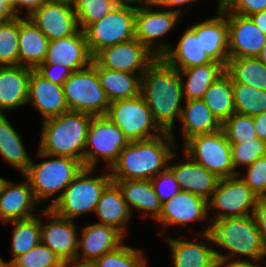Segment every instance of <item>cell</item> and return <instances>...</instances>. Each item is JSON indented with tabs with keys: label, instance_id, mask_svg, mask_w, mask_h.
<instances>
[{
	"label": "cell",
	"instance_id": "cell-1",
	"mask_svg": "<svg viewBox=\"0 0 266 267\" xmlns=\"http://www.w3.org/2000/svg\"><path fill=\"white\" fill-rule=\"evenodd\" d=\"M182 77L179 70L157 57L141 77L140 94L148 105L154 121L167 132H172L174 119H180L183 100Z\"/></svg>",
	"mask_w": 266,
	"mask_h": 267
},
{
	"label": "cell",
	"instance_id": "cell-2",
	"mask_svg": "<svg viewBox=\"0 0 266 267\" xmlns=\"http://www.w3.org/2000/svg\"><path fill=\"white\" fill-rule=\"evenodd\" d=\"M174 144L173 133L167 131L154 138L129 142L110 168L112 181L151 180L153 174L167 169L165 164L174 155Z\"/></svg>",
	"mask_w": 266,
	"mask_h": 267
},
{
	"label": "cell",
	"instance_id": "cell-3",
	"mask_svg": "<svg viewBox=\"0 0 266 267\" xmlns=\"http://www.w3.org/2000/svg\"><path fill=\"white\" fill-rule=\"evenodd\" d=\"M93 116L83 112L67 111L44 120L39 157H69L80 160L84 166L87 132Z\"/></svg>",
	"mask_w": 266,
	"mask_h": 267
},
{
	"label": "cell",
	"instance_id": "cell-4",
	"mask_svg": "<svg viewBox=\"0 0 266 267\" xmlns=\"http://www.w3.org/2000/svg\"><path fill=\"white\" fill-rule=\"evenodd\" d=\"M202 235L207 241L229 250L228 257L240 254L258 262L266 255V247L253 215L215 220Z\"/></svg>",
	"mask_w": 266,
	"mask_h": 267
},
{
	"label": "cell",
	"instance_id": "cell-5",
	"mask_svg": "<svg viewBox=\"0 0 266 267\" xmlns=\"http://www.w3.org/2000/svg\"><path fill=\"white\" fill-rule=\"evenodd\" d=\"M92 171L93 168L83 167L65 191L47 208L56 215L70 220L83 213L95 212L102 192L112 179L110 173L91 178L88 175Z\"/></svg>",
	"mask_w": 266,
	"mask_h": 267
},
{
	"label": "cell",
	"instance_id": "cell-6",
	"mask_svg": "<svg viewBox=\"0 0 266 267\" xmlns=\"http://www.w3.org/2000/svg\"><path fill=\"white\" fill-rule=\"evenodd\" d=\"M133 2H120L100 21L89 25L83 32L90 54L135 38L136 6Z\"/></svg>",
	"mask_w": 266,
	"mask_h": 267
},
{
	"label": "cell",
	"instance_id": "cell-7",
	"mask_svg": "<svg viewBox=\"0 0 266 267\" xmlns=\"http://www.w3.org/2000/svg\"><path fill=\"white\" fill-rule=\"evenodd\" d=\"M63 90L69 111L106 116L110 101L100 85L97 70L92 64L73 71L63 83Z\"/></svg>",
	"mask_w": 266,
	"mask_h": 267
},
{
	"label": "cell",
	"instance_id": "cell-8",
	"mask_svg": "<svg viewBox=\"0 0 266 267\" xmlns=\"http://www.w3.org/2000/svg\"><path fill=\"white\" fill-rule=\"evenodd\" d=\"M56 157L38 164L31 162L28 170L23 174L28 179L39 203H41V199L55 196L59 190L63 189V193L84 167L80 160L62 156Z\"/></svg>",
	"mask_w": 266,
	"mask_h": 267
},
{
	"label": "cell",
	"instance_id": "cell-9",
	"mask_svg": "<svg viewBox=\"0 0 266 267\" xmlns=\"http://www.w3.org/2000/svg\"><path fill=\"white\" fill-rule=\"evenodd\" d=\"M185 147L186 156L220 179L240 174L233 167L231 145L223 129L194 136L185 143Z\"/></svg>",
	"mask_w": 266,
	"mask_h": 267
},
{
	"label": "cell",
	"instance_id": "cell-10",
	"mask_svg": "<svg viewBox=\"0 0 266 267\" xmlns=\"http://www.w3.org/2000/svg\"><path fill=\"white\" fill-rule=\"evenodd\" d=\"M106 116L121 129L129 142L154 138L164 132L154 121L141 94L111 102ZM151 128L155 132L149 134Z\"/></svg>",
	"mask_w": 266,
	"mask_h": 267
},
{
	"label": "cell",
	"instance_id": "cell-11",
	"mask_svg": "<svg viewBox=\"0 0 266 267\" xmlns=\"http://www.w3.org/2000/svg\"><path fill=\"white\" fill-rule=\"evenodd\" d=\"M128 143L121 129L107 116H93L85 145V149L92 150H84V167L94 169L102 156L111 168Z\"/></svg>",
	"mask_w": 266,
	"mask_h": 267
},
{
	"label": "cell",
	"instance_id": "cell-12",
	"mask_svg": "<svg viewBox=\"0 0 266 267\" xmlns=\"http://www.w3.org/2000/svg\"><path fill=\"white\" fill-rule=\"evenodd\" d=\"M238 176L240 175L220 179L216 190L212 193L213 196L207 201L210 206L208 209L215 207L225 211L217 213L214 220L248 216L251 213L253 215L258 197L242 179H238Z\"/></svg>",
	"mask_w": 266,
	"mask_h": 267
},
{
	"label": "cell",
	"instance_id": "cell-13",
	"mask_svg": "<svg viewBox=\"0 0 266 267\" xmlns=\"http://www.w3.org/2000/svg\"><path fill=\"white\" fill-rule=\"evenodd\" d=\"M156 58L145 45L134 38L100 50L93 60L106 69L143 75Z\"/></svg>",
	"mask_w": 266,
	"mask_h": 267
},
{
	"label": "cell",
	"instance_id": "cell-14",
	"mask_svg": "<svg viewBox=\"0 0 266 267\" xmlns=\"http://www.w3.org/2000/svg\"><path fill=\"white\" fill-rule=\"evenodd\" d=\"M71 0H48L27 17L50 41L77 33V17Z\"/></svg>",
	"mask_w": 266,
	"mask_h": 267
},
{
	"label": "cell",
	"instance_id": "cell-15",
	"mask_svg": "<svg viewBox=\"0 0 266 267\" xmlns=\"http://www.w3.org/2000/svg\"><path fill=\"white\" fill-rule=\"evenodd\" d=\"M155 47V56L162 57L177 70L213 62L202 48L201 23L195 24L185 31L176 49L172 50L171 46L166 42L159 43Z\"/></svg>",
	"mask_w": 266,
	"mask_h": 267
},
{
	"label": "cell",
	"instance_id": "cell-16",
	"mask_svg": "<svg viewBox=\"0 0 266 267\" xmlns=\"http://www.w3.org/2000/svg\"><path fill=\"white\" fill-rule=\"evenodd\" d=\"M225 14H228L229 58L257 57L266 44V34L250 17L231 13L226 8Z\"/></svg>",
	"mask_w": 266,
	"mask_h": 267
},
{
	"label": "cell",
	"instance_id": "cell-17",
	"mask_svg": "<svg viewBox=\"0 0 266 267\" xmlns=\"http://www.w3.org/2000/svg\"><path fill=\"white\" fill-rule=\"evenodd\" d=\"M42 214L49 215L53 220L45 226L41 222V243L50 248L62 262L76 259L78 237L72 220L56 215L49 208L44 209Z\"/></svg>",
	"mask_w": 266,
	"mask_h": 267
},
{
	"label": "cell",
	"instance_id": "cell-18",
	"mask_svg": "<svg viewBox=\"0 0 266 267\" xmlns=\"http://www.w3.org/2000/svg\"><path fill=\"white\" fill-rule=\"evenodd\" d=\"M93 60L82 30L71 36L49 41L43 64H58L72 71L88 67Z\"/></svg>",
	"mask_w": 266,
	"mask_h": 267
},
{
	"label": "cell",
	"instance_id": "cell-19",
	"mask_svg": "<svg viewBox=\"0 0 266 267\" xmlns=\"http://www.w3.org/2000/svg\"><path fill=\"white\" fill-rule=\"evenodd\" d=\"M38 203L28 180L14 184L0 179V219L4 224L34 217L31 209Z\"/></svg>",
	"mask_w": 266,
	"mask_h": 267
},
{
	"label": "cell",
	"instance_id": "cell-20",
	"mask_svg": "<svg viewBox=\"0 0 266 267\" xmlns=\"http://www.w3.org/2000/svg\"><path fill=\"white\" fill-rule=\"evenodd\" d=\"M44 116V120L69 111L64 97L63 85L44 78L31 69L28 80V100Z\"/></svg>",
	"mask_w": 266,
	"mask_h": 267
},
{
	"label": "cell",
	"instance_id": "cell-21",
	"mask_svg": "<svg viewBox=\"0 0 266 267\" xmlns=\"http://www.w3.org/2000/svg\"><path fill=\"white\" fill-rule=\"evenodd\" d=\"M148 7H137L135 15V38L145 45L154 55L155 48L154 39L162 37L175 23L178 21L181 10H152L151 3H147ZM153 49V50H152Z\"/></svg>",
	"mask_w": 266,
	"mask_h": 267
},
{
	"label": "cell",
	"instance_id": "cell-22",
	"mask_svg": "<svg viewBox=\"0 0 266 267\" xmlns=\"http://www.w3.org/2000/svg\"><path fill=\"white\" fill-rule=\"evenodd\" d=\"M208 214L207 200L201 196L180 191L171 200L161 205L157 221L164 226L186 225L190 221L204 220Z\"/></svg>",
	"mask_w": 266,
	"mask_h": 267
},
{
	"label": "cell",
	"instance_id": "cell-23",
	"mask_svg": "<svg viewBox=\"0 0 266 267\" xmlns=\"http://www.w3.org/2000/svg\"><path fill=\"white\" fill-rule=\"evenodd\" d=\"M122 235L121 231L110 225L96 223L86 226L82 230V238L78 239L76 260L80 259L79 249H82L81 261L94 262L105 253L121 246Z\"/></svg>",
	"mask_w": 266,
	"mask_h": 267
},
{
	"label": "cell",
	"instance_id": "cell-24",
	"mask_svg": "<svg viewBox=\"0 0 266 267\" xmlns=\"http://www.w3.org/2000/svg\"><path fill=\"white\" fill-rule=\"evenodd\" d=\"M187 158V162L167 168L175 176L181 191L201 196L208 201L216 190L220 178L194 162L189 156Z\"/></svg>",
	"mask_w": 266,
	"mask_h": 267
},
{
	"label": "cell",
	"instance_id": "cell-25",
	"mask_svg": "<svg viewBox=\"0 0 266 267\" xmlns=\"http://www.w3.org/2000/svg\"><path fill=\"white\" fill-rule=\"evenodd\" d=\"M31 68L0 66V113L27 104Z\"/></svg>",
	"mask_w": 266,
	"mask_h": 267
},
{
	"label": "cell",
	"instance_id": "cell-26",
	"mask_svg": "<svg viewBox=\"0 0 266 267\" xmlns=\"http://www.w3.org/2000/svg\"><path fill=\"white\" fill-rule=\"evenodd\" d=\"M49 41L28 18L24 20L19 16V65L36 69L43 64Z\"/></svg>",
	"mask_w": 266,
	"mask_h": 267
},
{
	"label": "cell",
	"instance_id": "cell-27",
	"mask_svg": "<svg viewBox=\"0 0 266 267\" xmlns=\"http://www.w3.org/2000/svg\"><path fill=\"white\" fill-rule=\"evenodd\" d=\"M218 12L217 17L201 22V44L212 61L226 67L229 59L228 23L225 8Z\"/></svg>",
	"mask_w": 266,
	"mask_h": 267
},
{
	"label": "cell",
	"instance_id": "cell-28",
	"mask_svg": "<svg viewBox=\"0 0 266 267\" xmlns=\"http://www.w3.org/2000/svg\"><path fill=\"white\" fill-rule=\"evenodd\" d=\"M91 64L97 70L100 85L110 103L134 98L140 94L142 75L106 69L100 67L94 60Z\"/></svg>",
	"mask_w": 266,
	"mask_h": 267
},
{
	"label": "cell",
	"instance_id": "cell-29",
	"mask_svg": "<svg viewBox=\"0 0 266 267\" xmlns=\"http://www.w3.org/2000/svg\"><path fill=\"white\" fill-rule=\"evenodd\" d=\"M185 104L180 116L185 143L194 136L210 134L222 129V124L202 99L186 100Z\"/></svg>",
	"mask_w": 266,
	"mask_h": 267
},
{
	"label": "cell",
	"instance_id": "cell-30",
	"mask_svg": "<svg viewBox=\"0 0 266 267\" xmlns=\"http://www.w3.org/2000/svg\"><path fill=\"white\" fill-rule=\"evenodd\" d=\"M95 212L100 218L101 224L117 228L125 232V224L130 219L131 211L123 199L118 185L111 181L101 194Z\"/></svg>",
	"mask_w": 266,
	"mask_h": 267
},
{
	"label": "cell",
	"instance_id": "cell-31",
	"mask_svg": "<svg viewBox=\"0 0 266 267\" xmlns=\"http://www.w3.org/2000/svg\"><path fill=\"white\" fill-rule=\"evenodd\" d=\"M121 190L123 199L129 210L136 208L150 212L157 220L161 211V202L155 193L150 180H124L113 181Z\"/></svg>",
	"mask_w": 266,
	"mask_h": 267
},
{
	"label": "cell",
	"instance_id": "cell-32",
	"mask_svg": "<svg viewBox=\"0 0 266 267\" xmlns=\"http://www.w3.org/2000/svg\"><path fill=\"white\" fill-rule=\"evenodd\" d=\"M167 239L173 253L174 267H216L215 250L203 244Z\"/></svg>",
	"mask_w": 266,
	"mask_h": 267
},
{
	"label": "cell",
	"instance_id": "cell-33",
	"mask_svg": "<svg viewBox=\"0 0 266 267\" xmlns=\"http://www.w3.org/2000/svg\"><path fill=\"white\" fill-rule=\"evenodd\" d=\"M224 72L225 67L215 61L205 65L179 70L181 77H183L184 74L188 76L186 83L182 81L184 100L202 99L206 90Z\"/></svg>",
	"mask_w": 266,
	"mask_h": 267
},
{
	"label": "cell",
	"instance_id": "cell-34",
	"mask_svg": "<svg viewBox=\"0 0 266 267\" xmlns=\"http://www.w3.org/2000/svg\"><path fill=\"white\" fill-rule=\"evenodd\" d=\"M225 72L232 83H241L266 91V65L257 57L229 58Z\"/></svg>",
	"mask_w": 266,
	"mask_h": 267
},
{
	"label": "cell",
	"instance_id": "cell-35",
	"mask_svg": "<svg viewBox=\"0 0 266 267\" xmlns=\"http://www.w3.org/2000/svg\"><path fill=\"white\" fill-rule=\"evenodd\" d=\"M202 100L219 122L223 124L235 113L232 80L230 76L226 72L219 76L206 90Z\"/></svg>",
	"mask_w": 266,
	"mask_h": 267
},
{
	"label": "cell",
	"instance_id": "cell-36",
	"mask_svg": "<svg viewBox=\"0 0 266 267\" xmlns=\"http://www.w3.org/2000/svg\"><path fill=\"white\" fill-rule=\"evenodd\" d=\"M12 223L15 227L12 234L13 258L11 262L41 242V219L34 216L25 220L12 221Z\"/></svg>",
	"mask_w": 266,
	"mask_h": 267
},
{
	"label": "cell",
	"instance_id": "cell-37",
	"mask_svg": "<svg viewBox=\"0 0 266 267\" xmlns=\"http://www.w3.org/2000/svg\"><path fill=\"white\" fill-rule=\"evenodd\" d=\"M235 113L254 117L266 112V91L232 83Z\"/></svg>",
	"mask_w": 266,
	"mask_h": 267
},
{
	"label": "cell",
	"instance_id": "cell-38",
	"mask_svg": "<svg viewBox=\"0 0 266 267\" xmlns=\"http://www.w3.org/2000/svg\"><path fill=\"white\" fill-rule=\"evenodd\" d=\"M77 22L82 31L89 25L100 21L111 12L120 0H72Z\"/></svg>",
	"mask_w": 266,
	"mask_h": 267
},
{
	"label": "cell",
	"instance_id": "cell-39",
	"mask_svg": "<svg viewBox=\"0 0 266 267\" xmlns=\"http://www.w3.org/2000/svg\"><path fill=\"white\" fill-rule=\"evenodd\" d=\"M19 16L0 23V66L19 65Z\"/></svg>",
	"mask_w": 266,
	"mask_h": 267
},
{
	"label": "cell",
	"instance_id": "cell-40",
	"mask_svg": "<svg viewBox=\"0 0 266 267\" xmlns=\"http://www.w3.org/2000/svg\"><path fill=\"white\" fill-rule=\"evenodd\" d=\"M142 250L122 244L94 261L96 267H146Z\"/></svg>",
	"mask_w": 266,
	"mask_h": 267
},
{
	"label": "cell",
	"instance_id": "cell-41",
	"mask_svg": "<svg viewBox=\"0 0 266 267\" xmlns=\"http://www.w3.org/2000/svg\"><path fill=\"white\" fill-rule=\"evenodd\" d=\"M222 129L230 144H244L257 137L253 117L248 115L232 114L222 124Z\"/></svg>",
	"mask_w": 266,
	"mask_h": 267
},
{
	"label": "cell",
	"instance_id": "cell-42",
	"mask_svg": "<svg viewBox=\"0 0 266 267\" xmlns=\"http://www.w3.org/2000/svg\"><path fill=\"white\" fill-rule=\"evenodd\" d=\"M14 267H62L60 258L46 245L39 243L12 261Z\"/></svg>",
	"mask_w": 266,
	"mask_h": 267
},
{
	"label": "cell",
	"instance_id": "cell-43",
	"mask_svg": "<svg viewBox=\"0 0 266 267\" xmlns=\"http://www.w3.org/2000/svg\"><path fill=\"white\" fill-rule=\"evenodd\" d=\"M234 169L240 164L249 166L258 158L266 155V142L255 138L244 144H230Z\"/></svg>",
	"mask_w": 266,
	"mask_h": 267
},
{
	"label": "cell",
	"instance_id": "cell-44",
	"mask_svg": "<svg viewBox=\"0 0 266 267\" xmlns=\"http://www.w3.org/2000/svg\"><path fill=\"white\" fill-rule=\"evenodd\" d=\"M0 155L22 175L28 170L32 160L28 156L23 142L0 143Z\"/></svg>",
	"mask_w": 266,
	"mask_h": 267
},
{
	"label": "cell",
	"instance_id": "cell-45",
	"mask_svg": "<svg viewBox=\"0 0 266 267\" xmlns=\"http://www.w3.org/2000/svg\"><path fill=\"white\" fill-rule=\"evenodd\" d=\"M247 175L242 179L259 196H266V155L247 166Z\"/></svg>",
	"mask_w": 266,
	"mask_h": 267
},
{
	"label": "cell",
	"instance_id": "cell-46",
	"mask_svg": "<svg viewBox=\"0 0 266 267\" xmlns=\"http://www.w3.org/2000/svg\"><path fill=\"white\" fill-rule=\"evenodd\" d=\"M150 181L161 204L171 200L181 191L175 176L168 168L157 176L155 175Z\"/></svg>",
	"mask_w": 266,
	"mask_h": 267
},
{
	"label": "cell",
	"instance_id": "cell-47",
	"mask_svg": "<svg viewBox=\"0 0 266 267\" xmlns=\"http://www.w3.org/2000/svg\"><path fill=\"white\" fill-rule=\"evenodd\" d=\"M226 9L231 13L249 17L266 10V0H232Z\"/></svg>",
	"mask_w": 266,
	"mask_h": 267
},
{
	"label": "cell",
	"instance_id": "cell-48",
	"mask_svg": "<svg viewBox=\"0 0 266 267\" xmlns=\"http://www.w3.org/2000/svg\"><path fill=\"white\" fill-rule=\"evenodd\" d=\"M54 68H59V70H56V72ZM35 70L44 78L58 85H63L66 79L73 73L70 68L58 64H41ZM53 70L55 71L54 73Z\"/></svg>",
	"mask_w": 266,
	"mask_h": 267
},
{
	"label": "cell",
	"instance_id": "cell-49",
	"mask_svg": "<svg viewBox=\"0 0 266 267\" xmlns=\"http://www.w3.org/2000/svg\"><path fill=\"white\" fill-rule=\"evenodd\" d=\"M253 217L266 247V196H259L257 198L253 211Z\"/></svg>",
	"mask_w": 266,
	"mask_h": 267
},
{
	"label": "cell",
	"instance_id": "cell-50",
	"mask_svg": "<svg viewBox=\"0 0 266 267\" xmlns=\"http://www.w3.org/2000/svg\"><path fill=\"white\" fill-rule=\"evenodd\" d=\"M5 117L3 113H0V143L22 142L20 135H18Z\"/></svg>",
	"mask_w": 266,
	"mask_h": 267
},
{
	"label": "cell",
	"instance_id": "cell-51",
	"mask_svg": "<svg viewBox=\"0 0 266 267\" xmlns=\"http://www.w3.org/2000/svg\"><path fill=\"white\" fill-rule=\"evenodd\" d=\"M215 254L217 257V261H216V267H221L224 266L225 267H259V265H254L250 262V260H235L233 262H229L228 264L226 263L228 261V257L227 255L225 256V254L223 255L222 253L218 252L215 250ZM227 264V265H226Z\"/></svg>",
	"mask_w": 266,
	"mask_h": 267
},
{
	"label": "cell",
	"instance_id": "cell-52",
	"mask_svg": "<svg viewBox=\"0 0 266 267\" xmlns=\"http://www.w3.org/2000/svg\"><path fill=\"white\" fill-rule=\"evenodd\" d=\"M47 1L48 0H16L15 5L12 8L15 13L20 11L21 7L25 6L28 13L26 16L29 17L35 10L39 9Z\"/></svg>",
	"mask_w": 266,
	"mask_h": 267
},
{
	"label": "cell",
	"instance_id": "cell-53",
	"mask_svg": "<svg viewBox=\"0 0 266 267\" xmlns=\"http://www.w3.org/2000/svg\"><path fill=\"white\" fill-rule=\"evenodd\" d=\"M256 136L266 142V112L253 117Z\"/></svg>",
	"mask_w": 266,
	"mask_h": 267
},
{
	"label": "cell",
	"instance_id": "cell-54",
	"mask_svg": "<svg viewBox=\"0 0 266 267\" xmlns=\"http://www.w3.org/2000/svg\"><path fill=\"white\" fill-rule=\"evenodd\" d=\"M17 13H14L13 8L5 1L0 0V23L14 19Z\"/></svg>",
	"mask_w": 266,
	"mask_h": 267
},
{
	"label": "cell",
	"instance_id": "cell-55",
	"mask_svg": "<svg viewBox=\"0 0 266 267\" xmlns=\"http://www.w3.org/2000/svg\"><path fill=\"white\" fill-rule=\"evenodd\" d=\"M254 24L264 33L266 34V10L255 13L249 16Z\"/></svg>",
	"mask_w": 266,
	"mask_h": 267
},
{
	"label": "cell",
	"instance_id": "cell-56",
	"mask_svg": "<svg viewBox=\"0 0 266 267\" xmlns=\"http://www.w3.org/2000/svg\"><path fill=\"white\" fill-rule=\"evenodd\" d=\"M195 0H152L150 3L152 6H157V8H160V5L164 6H177V5H183L188 2L192 4Z\"/></svg>",
	"mask_w": 266,
	"mask_h": 267
},
{
	"label": "cell",
	"instance_id": "cell-57",
	"mask_svg": "<svg viewBox=\"0 0 266 267\" xmlns=\"http://www.w3.org/2000/svg\"><path fill=\"white\" fill-rule=\"evenodd\" d=\"M74 262V264L72 263ZM76 262V263H75ZM70 263H72V266H69ZM62 267H96L94 262H88V261H80L79 260H67L62 262Z\"/></svg>",
	"mask_w": 266,
	"mask_h": 267
},
{
	"label": "cell",
	"instance_id": "cell-58",
	"mask_svg": "<svg viewBox=\"0 0 266 267\" xmlns=\"http://www.w3.org/2000/svg\"><path fill=\"white\" fill-rule=\"evenodd\" d=\"M257 58L266 65V44L262 47L260 53L258 54Z\"/></svg>",
	"mask_w": 266,
	"mask_h": 267
},
{
	"label": "cell",
	"instance_id": "cell-59",
	"mask_svg": "<svg viewBox=\"0 0 266 267\" xmlns=\"http://www.w3.org/2000/svg\"><path fill=\"white\" fill-rule=\"evenodd\" d=\"M218 1H219L218 9H223L226 8L232 0H218Z\"/></svg>",
	"mask_w": 266,
	"mask_h": 267
},
{
	"label": "cell",
	"instance_id": "cell-60",
	"mask_svg": "<svg viewBox=\"0 0 266 267\" xmlns=\"http://www.w3.org/2000/svg\"><path fill=\"white\" fill-rule=\"evenodd\" d=\"M0 267H14V265L11 261L5 263L3 259L0 257Z\"/></svg>",
	"mask_w": 266,
	"mask_h": 267
},
{
	"label": "cell",
	"instance_id": "cell-61",
	"mask_svg": "<svg viewBox=\"0 0 266 267\" xmlns=\"http://www.w3.org/2000/svg\"><path fill=\"white\" fill-rule=\"evenodd\" d=\"M121 2H133L134 4L139 3V1L141 2L142 0H120ZM152 0H143L142 2H144L145 4L151 2Z\"/></svg>",
	"mask_w": 266,
	"mask_h": 267
},
{
	"label": "cell",
	"instance_id": "cell-62",
	"mask_svg": "<svg viewBox=\"0 0 266 267\" xmlns=\"http://www.w3.org/2000/svg\"><path fill=\"white\" fill-rule=\"evenodd\" d=\"M11 7L15 5L16 0H5Z\"/></svg>",
	"mask_w": 266,
	"mask_h": 267
}]
</instances>
